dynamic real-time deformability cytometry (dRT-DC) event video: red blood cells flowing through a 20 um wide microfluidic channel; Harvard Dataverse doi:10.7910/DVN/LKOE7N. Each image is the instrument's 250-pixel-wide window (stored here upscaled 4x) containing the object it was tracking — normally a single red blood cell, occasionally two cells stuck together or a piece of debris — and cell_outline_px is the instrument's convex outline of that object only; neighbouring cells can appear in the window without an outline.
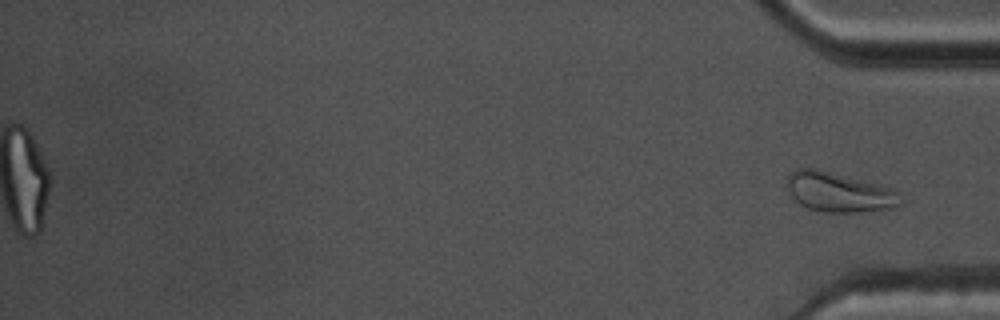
{"species": "common noctule bat (a hibernating species)", "species_latin": "Nyctalus noctula", "temperature_condition": "warm", "stored_images_in_passage": 43, "segment_of_instrument_passage": [2, 2], "camera_frame_rate_fps": 3000, "um_per_image_px": 0.085, "animal": {"sex": "male", "body_mass_g": 17.5, "forearm_length_mm": 52.3}, "frame": {"image": 1, "passage_image": 43, "time_ms": 14.0, "image_size_px": [1000, 320], "cell_outline_px": [[900, 204], [892, 208], [860, 212], [824, 212], [808, 208], [800, 204], [788, 192], [784, 184], [788, 176], [796, 168], [812, 168], [892, 188], [896, 192]], "centroid_in_image_um": [71.23, 16.35], "position_along_channel_um": 364.0, "area_um2": 25.72}}